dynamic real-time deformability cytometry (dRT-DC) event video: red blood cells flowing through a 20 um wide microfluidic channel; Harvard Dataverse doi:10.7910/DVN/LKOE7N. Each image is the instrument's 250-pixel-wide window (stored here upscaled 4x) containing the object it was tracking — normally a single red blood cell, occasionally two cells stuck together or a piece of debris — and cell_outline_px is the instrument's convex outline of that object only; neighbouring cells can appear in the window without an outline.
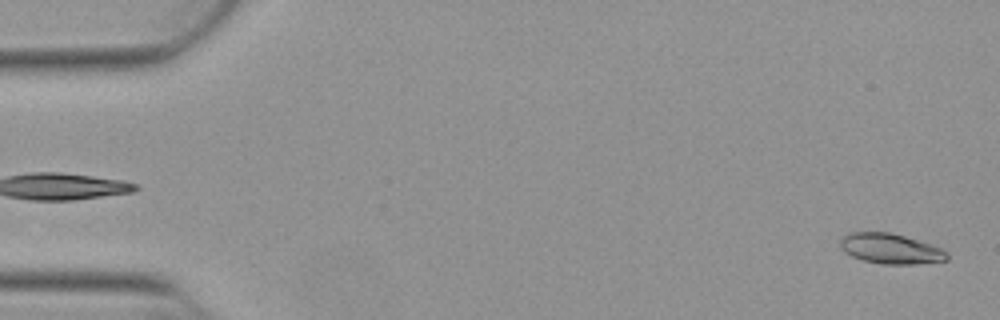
{"species": "Egyptian fruit bat (a non-hibernating species)", "species_latin": "Rousettus aegyptiacus", "temperature_condition": "warm", "stored_images_in_passage": 52, "camera_frame_rate_fps": 3000, "um_per_image_px": 0.085, "animal": {"sex": "female"}, "frame": {"image": 1, "passage_image": 1, "time_ms": 0.0, "image_size_px": [1000, 320], "cell_outline_px": [[948, 260], [916, 264], [880, 264], [864, 260], [852, 256], [844, 252], [840, 248], [840, 240], [848, 232], [888, 232], [904, 236], [944, 248], [948, 252]], "centroid_in_image_um": [75.71, 21.14], "position_along_channel_um": 9.3, "area_um2": 18.9}}
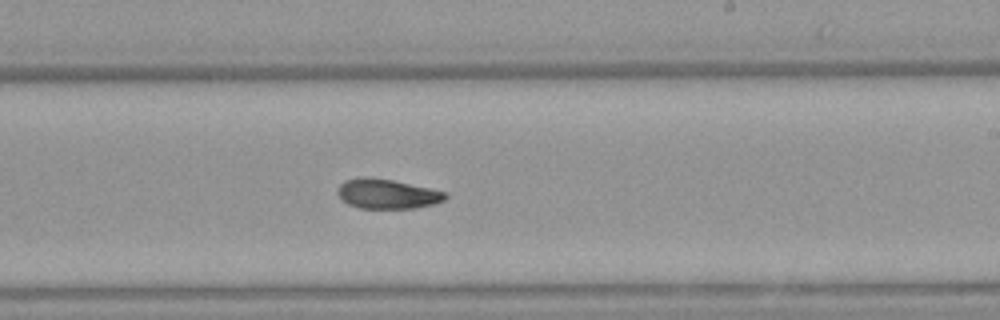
{"frame": {"image": 2, "passage_image": 31, "time_ms": 10.0, "image_size_px": [1000, 320], "cell_outline_px": [[448, 196], [444, 200], [432, 204], [416, 208], [360, 208], [348, 204], [340, 200], [336, 192], [336, 188], [344, 180], [392, 180], [448, 192]], "centroid_in_image_um": [32.93, 16.52], "position_along_channel_um": 256.1, "area_um2": 18.09}}
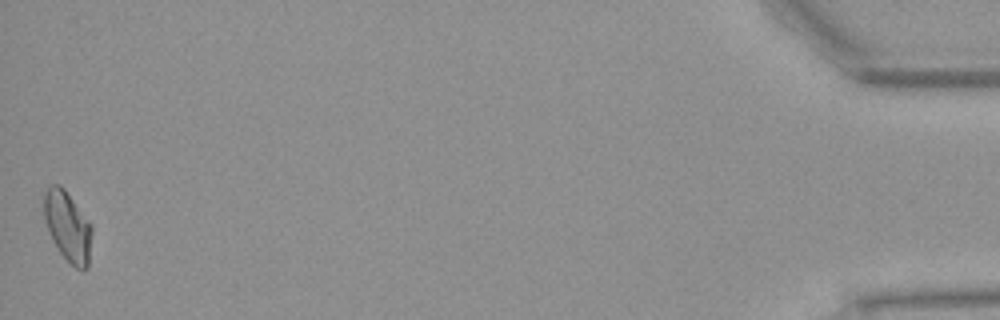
{"frame": {"image": 3, "passage_image": 52, "time_ms": 17.0, "image_size_px": [1000, 320], "cell_outline_px": [[92, 232], [88, 268], [84, 272], [76, 268], [60, 252], [48, 228], [44, 216], [44, 192], [52, 184], [60, 184], [64, 188], [92, 224]], "centroid_in_image_um": [5.79, 19.23], "position_along_channel_um": 429.4, "area_um2": 19.36}, "authors_computed_cell_mechanics": {"area_um2": 18.785, "velocity_mm_per_s": 3.8601, "shape_relaxation_time_tau1_ms": 6.5351, "shape_relaxation_time_tau2_ms": 6.6505, "deformation_change_tau1": 0.1959, "deformation_change_tau2": 0.1272}}